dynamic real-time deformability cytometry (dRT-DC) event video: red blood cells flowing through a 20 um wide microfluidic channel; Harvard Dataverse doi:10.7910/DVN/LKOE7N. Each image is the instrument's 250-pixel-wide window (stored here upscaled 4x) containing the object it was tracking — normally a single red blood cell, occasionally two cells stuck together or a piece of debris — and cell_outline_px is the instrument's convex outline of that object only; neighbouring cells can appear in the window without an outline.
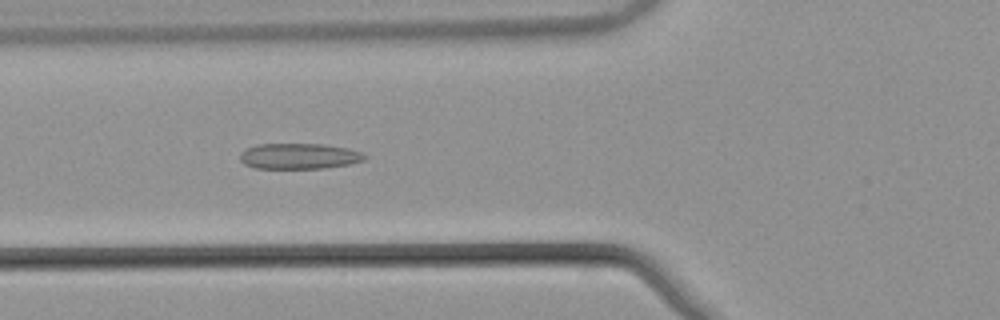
{"species": "common noctule bat (a hibernating species)", "species_latin": "Nyctalus noctula", "temperature_condition": "warm", "stored_images_in_passage": 54, "camera_frame_rate_fps": 3000, "um_per_image_px": 0.085, "animal": {"sex": "male", "body_mass_g": 21.5, "forearm_length_mm": 52.0}, "frame": {"image": 1, "passage_image": 21, "time_ms": 6.667, "image_size_px": [1000, 320], "cell_outline_px": [[368, 156], [364, 160], [348, 164], [324, 168], [256, 168], [244, 164], [240, 160], [240, 152], [256, 144], [320, 144], [348, 148], [360, 152]], "centroid_in_image_um": [25.41, 13.27], "position_along_channel_um": 100.4, "area_um2": 18.55}}
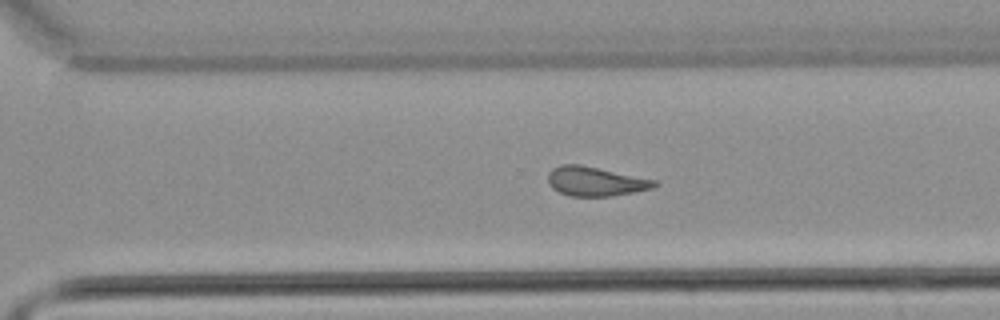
{"frame": {"image": 2, "passage_image": 38, "time_ms": 12.333, "image_size_px": [1000, 320], "cell_outline_px": [[660, 184], [652, 188], [612, 196], [568, 196], [552, 188], [548, 184], [548, 172], [552, 168], [560, 164], [580, 164], [656, 180]], "centroid_in_image_um": [50.58, 15.41], "position_along_channel_um": 320.0, "area_um2": 18.21}}
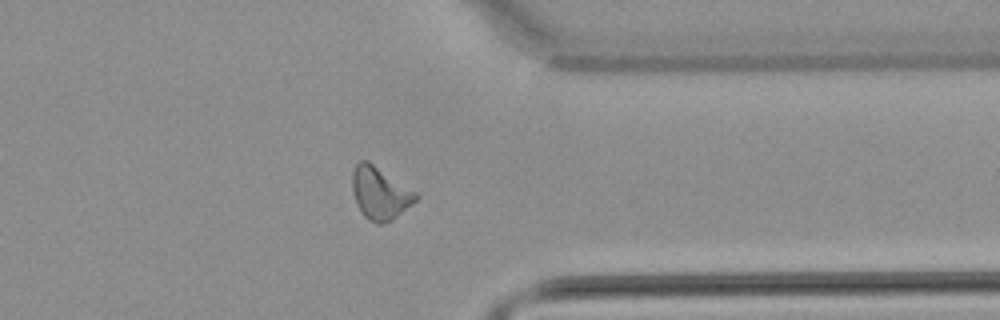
{"frame": {"image": 3, "passage_image": 43, "time_ms": 14.0, "image_size_px": [1000, 320], "cell_outline_px": [[420, 196], [412, 204], [392, 220], [384, 224], [376, 224], [364, 216], [356, 204], [352, 192], [352, 172], [356, 164], [360, 160], [368, 160], [416, 192]], "centroid_in_image_um": [32.28, 16.42], "position_along_channel_um": 379.1, "area_um2": 19.48}, "authors_computed_cell_mechanics": {"area_um2": 18.6694, "velocity_mm_per_s": 3.8773, "shape_relaxation_time_tau1_ms": null, "shape_relaxation_time_tau2_ms": 3.6852, "deformation_change_tau1": null, "deformation_change_tau2": 0.1369}}